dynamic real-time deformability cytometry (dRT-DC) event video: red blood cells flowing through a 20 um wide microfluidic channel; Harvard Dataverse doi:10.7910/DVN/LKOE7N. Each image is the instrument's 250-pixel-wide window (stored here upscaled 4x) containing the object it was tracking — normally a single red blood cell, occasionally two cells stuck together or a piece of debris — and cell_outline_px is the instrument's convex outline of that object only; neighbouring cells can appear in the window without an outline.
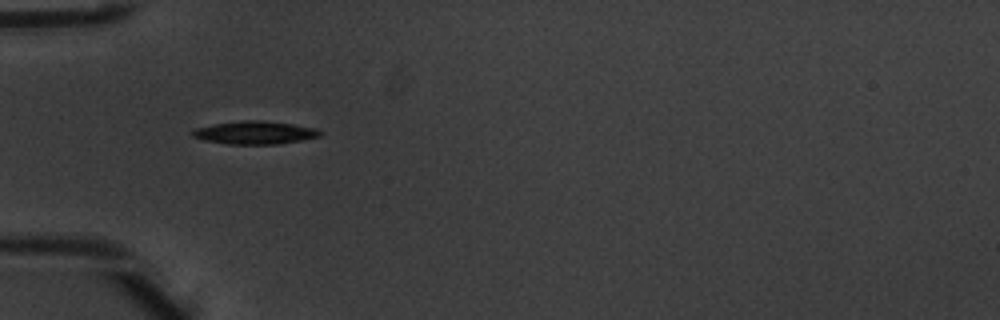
{"species": "common noctule bat (a hibernating species)", "species_latin": "Nyctalus noctula", "temperature_condition": "warm", "stored_images_in_passage": 4, "camera_frame_rate_fps": 3000, "um_per_image_px": 0.085, "animal": {"sex": "male", "body_mass_g": 20.1, "forearm_length_mm": 53.5}, "frame": {"image": 1, "passage_image": 1, "time_ms": 0.0, "image_size_px": [1000, 320], "cell_outline_px": [[324, 132], [320, 136], [300, 140], [276, 144], [228, 144], [204, 140], [192, 136], [192, 132], [196, 128], [212, 124], [244, 120], [260, 120], [292, 124], [316, 128]], "centroid_in_image_um": [21.67, 11.27], "position_along_channel_um": 63.3, "area_um2": 16.99}}
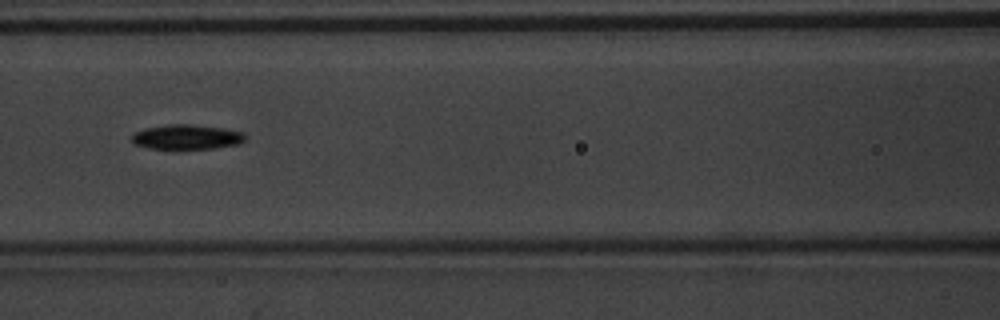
{"frame": {"image": 2, "passage_image": 3, "time_ms": 0.667, "image_size_px": [1000, 320], "cell_outline_px": [[248, 136], [240, 144], [212, 148], [148, 148], [136, 144], [132, 140], [132, 136], [136, 132], [144, 128], [168, 124], [188, 124], [224, 128], [244, 132]], "centroid_in_image_um": [15.92, 11.63], "position_along_channel_um": 150.7, "area_um2": 16.24}}
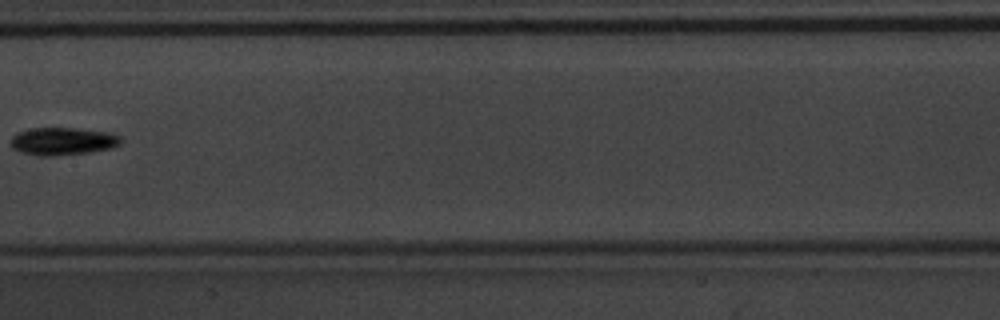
{"frame": {"image": 3, "passage_image": 4, "time_ms": 1.0, "image_size_px": [1000, 320], "cell_outline_px": [[120, 144], [112, 148], [92, 152], [56, 156], [36, 156], [20, 152], [12, 148], [12, 136], [16, 132], [28, 128], [76, 128], [108, 132], [120, 136]], "centroid_in_image_um": [5.31, 12.01], "position_along_channel_um": 202.1, "area_um2": 17.98}}